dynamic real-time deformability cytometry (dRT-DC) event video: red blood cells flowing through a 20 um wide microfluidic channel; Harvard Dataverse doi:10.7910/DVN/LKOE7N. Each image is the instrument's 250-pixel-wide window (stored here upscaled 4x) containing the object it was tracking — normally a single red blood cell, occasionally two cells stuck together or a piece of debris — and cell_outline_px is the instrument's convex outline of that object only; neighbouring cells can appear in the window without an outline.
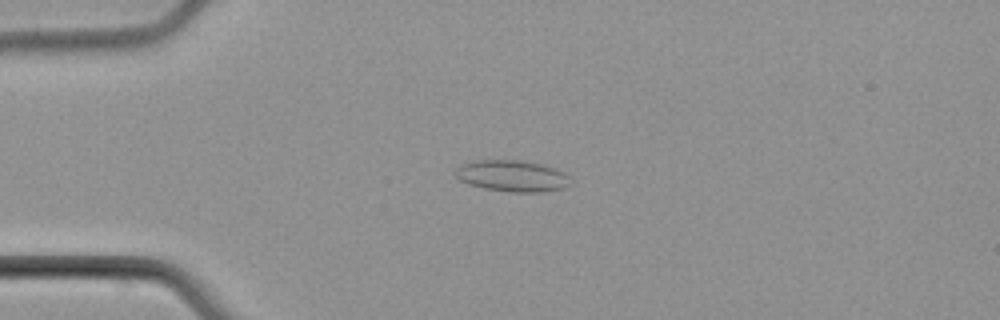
{"species": "common noctule bat (a hibernating species)", "species_latin": "Nyctalus noctula", "temperature_condition": "cold", "stored_images_in_passage": 8, "camera_frame_rate_fps": 3000, "um_per_image_px": 0.085, "animal": {"sex": "male", "body_mass_g": 21.5, "forearm_length_mm": 52.0}, "frame": {"image": 1, "passage_image": 4, "time_ms": 3.333, "image_size_px": [1000, 320], "cell_outline_px": [[572, 184], [564, 188], [540, 192], [512, 192], [484, 188], [468, 184], [460, 180], [456, 176], [456, 168], [460, 164], [476, 160], [520, 160], [544, 164], [564, 172], [568, 176]], "centroid_in_image_um": [43.55, 14.95], "position_along_channel_um": 41.4, "area_um2": 21.15}}
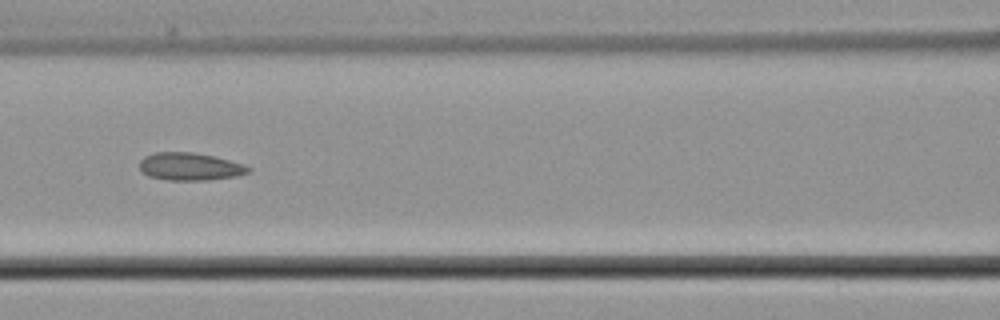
{"frame": {"image": 2, "passage_image": 7, "time_ms": 7.0, "image_size_px": [1000, 320], "cell_outline_px": [[252, 168], [248, 172], [236, 176], [204, 180], [168, 180], [148, 176], [140, 168], [140, 160], [144, 156], [156, 152], [192, 152], [212, 156], [244, 164]], "centroid_in_image_um": [16.13, 14.15], "position_along_channel_um": 150.5, "area_um2": 17.34}}
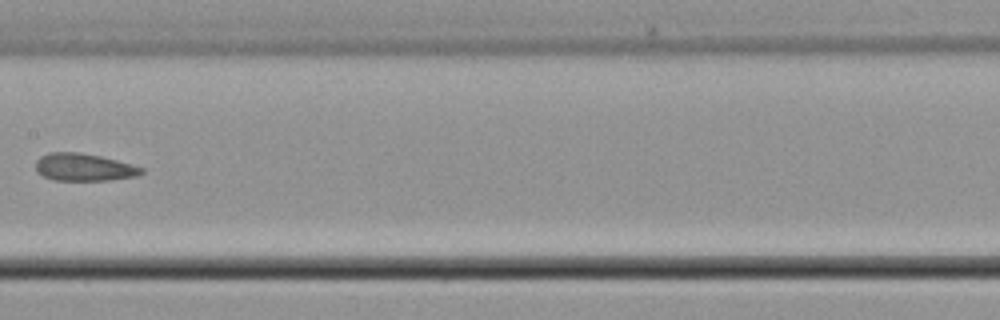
{"frame": {"image": 3, "passage_image": 8, "time_ms": 8.333, "image_size_px": [1000, 320], "cell_outline_px": [[144, 172], [136, 176], [108, 180], [52, 180], [36, 172], [36, 160], [40, 156], [48, 152], [76, 152], [100, 156], [132, 164], [144, 168]], "centroid_in_image_um": [7.11, 14.21], "position_along_channel_um": 200.3, "area_um2": 16.94}}